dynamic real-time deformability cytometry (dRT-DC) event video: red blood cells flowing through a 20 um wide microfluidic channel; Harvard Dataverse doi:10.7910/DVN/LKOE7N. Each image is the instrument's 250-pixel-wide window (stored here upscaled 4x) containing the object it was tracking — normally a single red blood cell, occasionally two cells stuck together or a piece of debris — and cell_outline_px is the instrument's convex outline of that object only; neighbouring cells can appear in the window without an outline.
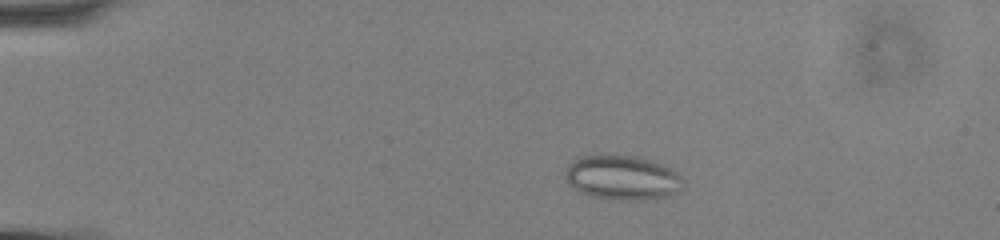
{"species": "common noctule bat (a hibernating species)", "species_latin": "Nyctalus noctula", "temperature_condition": "cold", "stored_images_in_passage": 57, "camera_frame_rate_fps": 3000, "um_per_image_px": 0.085, "animal": {"sex": "male", "body_mass_g": 13.0, "forearm_length_mm": 53.1}, "frame": {"image": 1, "passage_image": 11, "time_ms": 3.333, "image_size_px": [1000, 240], "cell_outline_px": [[684, 188], [668, 196], [644, 200], [620, 200], [588, 196], [580, 192], [568, 184], [564, 176], [564, 172], [568, 164], [576, 156], [636, 156], [652, 160], [676, 172], [684, 180]], "centroid_in_image_um": [52.87, 15.11], "position_along_channel_um": 32.1, "area_um2": 30.75}}
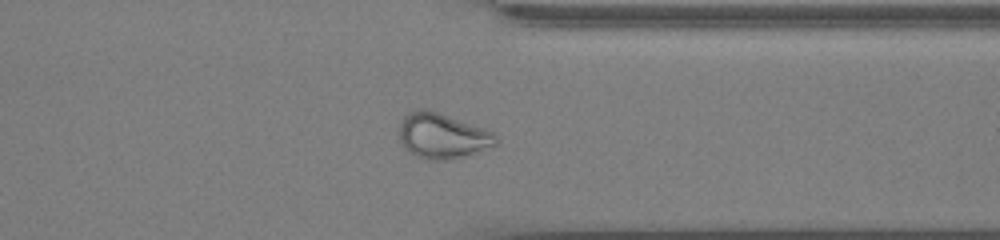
{"frame": {"image": 2, "passage_image": 45, "time_ms": 14.667, "image_size_px": [1000, 240], "cell_outline_px": [[500, 140], [496, 144], [456, 160], [428, 160], [416, 156], [408, 152], [400, 144], [400, 120], [408, 112], [416, 108], [424, 108], [484, 128], [492, 132]], "centroid_in_image_um": [37.56, 11.56], "position_along_channel_um": 373.8, "area_um2": 25.72}}
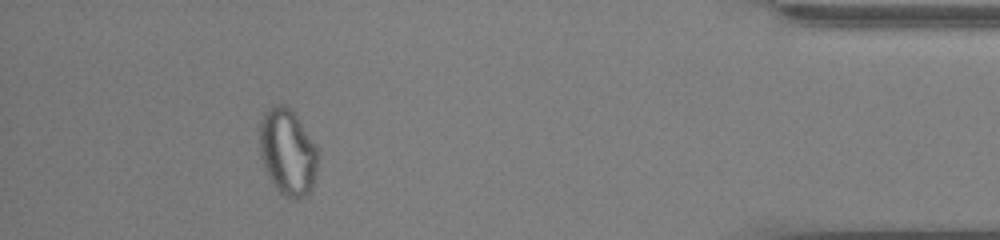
{"frame": {"image": 3, "passage_image": 52, "time_ms": 17.0, "image_size_px": [1000, 240], "cell_outline_px": [[320, 156], [312, 188], [304, 196], [296, 200], [292, 200], [284, 196], [276, 188], [268, 176], [260, 156], [260, 124], [264, 112], [268, 108], [276, 104], [284, 104], [296, 116], [316, 148]], "centroid_in_image_um": [24.44, 12.96], "position_along_channel_um": 410.8, "area_um2": 29.19}, "authors_computed_cell_mechanics": {"area_um2": 26.4146, "velocity_mm_per_s": 3.6097, "shape_relaxation_time_tau1_ms": null, "shape_relaxation_time_tau2_ms": 1.2892, "deformation_change_tau1": null, "deformation_change_tau2": 0.0607}}